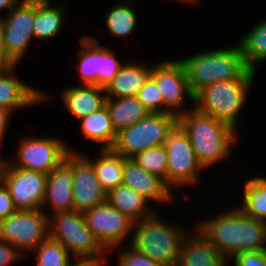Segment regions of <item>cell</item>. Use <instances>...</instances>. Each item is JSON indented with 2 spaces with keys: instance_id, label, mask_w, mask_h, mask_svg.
<instances>
[{
  "instance_id": "6da1fadb",
  "label": "cell",
  "mask_w": 266,
  "mask_h": 266,
  "mask_svg": "<svg viewBox=\"0 0 266 266\" xmlns=\"http://www.w3.org/2000/svg\"><path fill=\"white\" fill-rule=\"evenodd\" d=\"M231 203L223 210L215 207V214L212 211L196 218L195 228L228 261L240 252L266 250V223L245 215Z\"/></svg>"
},
{
  "instance_id": "7a4b0ae2",
  "label": "cell",
  "mask_w": 266,
  "mask_h": 266,
  "mask_svg": "<svg viewBox=\"0 0 266 266\" xmlns=\"http://www.w3.org/2000/svg\"><path fill=\"white\" fill-rule=\"evenodd\" d=\"M178 123L188 134L196 159L205 171L223 161L226 164L234 156L240 133L227 123L195 108L180 115Z\"/></svg>"
},
{
  "instance_id": "3957f363",
  "label": "cell",
  "mask_w": 266,
  "mask_h": 266,
  "mask_svg": "<svg viewBox=\"0 0 266 266\" xmlns=\"http://www.w3.org/2000/svg\"><path fill=\"white\" fill-rule=\"evenodd\" d=\"M210 48L179 57L193 95L216 82L243 79L251 71L238 42Z\"/></svg>"
},
{
  "instance_id": "277c9868",
  "label": "cell",
  "mask_w": 266,
  "mask_h": 266,
  "mask_svg": "<svg viewBox=\"0 0 266 266\" xmlns=\"http://www.w3.org/2000/svg\"><path fill=\"white\" fill-rule=\"evenodd\" d=\"M161 210L134 222L129 245L161 266H176L182 242L195 225L183 227L182 219L180 223L168 221Z\"/></svg>"
},
{
  "instance_id": "5b68a950",
  "label": "cell",
  "mask_w": 266,
  "mask_h": 266,
  "mask_svg": "<svg viewBox=\"0 0 266 266\" xmlns=\"http://www.w3.org/2000/svg\"><path fill=\"white\" fill-rule=\"evenodd\" d=\"M255 75L256 72L251 70L243 79L216 82L204 87L194 95V108L227 123L240 133L242 118L239 116L248 103L251 90H254Z\"/></svg>"
},
{
  "instance_id": "8992f818",
  "label": "cell",
  "mask_w": 266,
  "mask_h": 266,
  "mask_svg": "<svg viewBox=\"0 0 266 266\" xmlns=\"http://www.w3.org/2000/svg\"><path fill=\"white\" fill-rule=\"evenodd\" d=\"M49 236L61 243L75 260L108 264L109 252L88 228L81 212L72 210L51 215Z\"/></svg>"
},
{
  "instance_id": "52a82bcc",
  "label": "cell",
  "mask_w": 266,
  "mask_h": 266,
  "mask_svg": "<svg viewBox=\"0 0 266 266\" xmlns=\"http://www.w3.org/2000/svg\"><path fill=\"white\" fill-rule=\"evenodd\" d=\"M164 145L167 152V185L174 193L177 190L176 194L180 193V198L187 199L189 204L188 199L191 200V197L185 195L186 191L178 192V189L188 187L194 190L200 184L203 185L201 177L206 171L197 161L189 136L179 123L169 132Z\"/></svg>"
},
{
  "instance_id": "ba28073f",
  "label": "cell",
  "mask_w": 266,
  "mask_h": 266,
  "mask_svg": "<svg viewBox=\"0 0 266 266\" xmlns=\"http://www.w3.org/2000/svg\"><path fill=\"white\" fill-rule=\"evenodd\" d=\"M177 123L178 117L172 113L150 112L144 119L120 130L111 149L124 158H133L145 149L165 144Z\"/></svg>"
},
{
  "instance_id": "9c48e42d",
  "label": "cell",
  "mask_w": 266,
  "mask_h": 266,
  "mask_svg": "<svg viewBox=\"0 0 266 266\" xmlns=\"http://www.w3.org/2000/svg\"><path fill=\"white\" fill-rule=\"evenodd\" d=\"M33 135L19 136L15 155L10 158L4 156L14 167L47 175L65 159L69 151L76 152L60 136Z\"/></svg>"
},
{
  "instance_id": "30bf717a",
  "label": "cell",
  "mask_w": 266,
  "mask_h": 266,
  "mask_svg": "<svg viewBox=\"0 0 266 266\" xmlns=\"http://www.w3.org/2000/svg\"><path fill=\"white\" fill-rule=\"evenodd\" d=\"M49 236V217L41 210H17L0 220V239L14 245L25 258Z\"/></svg>"
},
{
  "instance_id": "8fae6325",
  "label": "cell",
  "mask_w": 266,
  "mask_h": 266,
  "mask_svg": "<svg viewBox=\"0 0 266 266\" xmlns=\"http://www.w3.org/2000/svg\"><path fill=\"white\" fill-rule=\"evenodd\" d=\"M35 0H21L2 17L4 65H20L29 47L35 42L33 26Z\"/></svg>"
},
{
  "instance_id": "7c38bea8",
  "label": "cell",
  "mask_w": 266,
  "mask_h": 266,
  "mask_svg": "<svg viewBox=\"0 0 266 266\" xmlns=\"http://www.w3.org/2000/svg\"><path fill=\"white\" fill-rule=\"evenodd\" d=\"M151 76L163 97V113H172L179 117L194 108V95L179 58L154 61ZM187 101L191 103L188 108L185 107Z\"/></svg>"
},
{
  "instance_id": "4fadbf2b",
  "label": "cell",
  "mask_w": 266,
  "mask_h": 266,
  "mask_svg": "<svg viewBox=\"0 0 266 266\" xmlns=\"http://www.w3.org/2000/svg\"><path fill=\"white\" fill-rule=\"evenodd\" d=\"M0 180L8 188L17 210L42 208L45 198L46 174L14 167L4 157L0 167Z\"/></svg>"
},
{
  "instance_id": "5bb4252c",
  "label": "cell",
  "mask_w": 266,
  "mask_h": 266,
  "mask_svg": "<svg viewBox=\"0 0 266 266\" xmlns=\"http://www.w3.org/2000/svg\"><path fill=\"white\" fill-rule=\"evenodd\" d=\"M83 216L88 228L108 252L130 243L134 221L107 201L84 211Z\"/></svg>"
},
{
  "instance_id": "9a60e30c",
  "label": "cell",
  "mask_w": 266,
  "mask_h": 266,
  "mask_svg": "<svg viewBox=\"0 0 266 266\" xmlns=\"http://www.w3.org/2000/svg\"><path fill=\"white\" fill-rule=\"evenodd\" d=\"M18 67L17 64L0 65V107L14 114L18 109L31 107L32 110V107L48 104L53 99L51 93L20 79Z\"/></svg>"
},
{
  "instance_id": "2e32d148",
  "label": "cell",
  "mask_w": 266,
  "mask_h": 266,
  "mask_svg": "<svg viewBox=\"0 0 266 266\" xmlns=\"http://www.w3.org/2000/svg\"><path fill=\"white\" fill-rule=\"evenodd\" d=\"M65 160L72 166L74 210L83 213L105 203L107 193L96 177L92 162L77 151H69Z\"/></svg>"
},
{
  "instance_id": "e0dca14e",
  "label": "cell",
  "mask_w": 266,
  "mask_h": 266,
  "mask_svg": "<svg viewBox=\"0 0 266 266\" xmlns=\"http://www.w3.org/2000/svg\"><path fill=\"white\" fill-rule=\"evenodd\" d=\"M123 184L135 190L151 204L153 203L157 210H159V207H156L157 204L161 206L164 204V206L166 205L165 207L169 208L172 206L175 210V206L178 203L184 206L182 204L183 201L184 203L187 201L182 200L180 202L178 199L182 198L176 196L177 194L173 192L163 179L145 171L132 158H124Z\"/></svg>"
},
{
  "instance_id": "ac0fdd59",
  "label": "cell",
  "mask_w": 266,
  "mask_h": 266,
  "mask_svg": "<svg viewBox=\"0 0 266 266\" xmlns=\"http://www.w3.org/2000/svg\"><path fill=\"white\" fill-rule=\"evenodd\" d=\"M46 208L51 210V213ZM41 210L48 217L74 210L72 166L65 159L47 174L45 198Z\"/></svg>"
},
{
  "instance_id": "d6986e66",
  "label": "cell",
  "mask_w": 266,
  "mask_h": 266,
  "mask_svg": "<svg viewBox=\"0 0 266 266\" xmlns=\"http://www.w3.org/2000/svg\"><path fill=\"white\" fill-rule=\"evenodd\" d=\"M60 89L64 109L73 119L80 120L105 106L107 99L105 88L97 85L69 84Z\"/></svg>"
},
{
  "instance_id": "ffe728a7",
  "label": "cell",
  "mask_w": 266,
  "mask_h": 266,
  "mask_svg": "<svg viewBox=\"0 0 266 266\" xmlns=\"http://www.w3.org/2000/svg\"><path fill=\"white\" fill-rule=\"evenodd\" d=\"M176 266H229L228 260L195 227L182 242Z\"/></svg>"
},
{
  "instance_id": "44dd1931",
  "label": "cell",
  "mask_w": 266,
  "mask_h": 266,
  "mask_svg": "<svg viewBox=\"0 0 266 266\" xmlns=\"http://www.w3.org/2000/svg\"><path fill=\"white\" fill-rule=\"evenodd\" d=\"M152 64L153 62H144L142 59L126 58L119 72L105 87L107 98L136 96L151 75Z\"/></svg>"
},
{
  "instance_id": "7402d4cb",
  "label": "cell",
  "mask_w": 266,
  "mask_h": 266,
  "mask_svg": "<svg viewBox=\"0 0 266 266\" xmlns=\"http://www.w3.org/2000/svg\"><path fill=\"white\" fill-rule=\"evenodd\" d=\"M254 174H246L245 179L241 177L242 183L236 184L240 190L234 191L237 198L232 202L245 215L266 223V176Z\"/></svg>"
},
{
  "instance_id": "603a6c76",
  "label": "cell",
  "mask_w": 266,
  "mask_h": 266,
  "mask_svg": "<svg viewBox=\"0 0 266 266\" xmlns=\"http://www.w3.org/2000/svg\"><path fill=\"white\" fill-rule=\"evenodd\" d=\"M64 5L62 1L55 4L50 0H35L33 32L36 43L53 39L63 31L62 26L69 15L67 5Z\"/></svg>"
},
{
  "instance_id": "cb8c5ba5",
  "label": "cell",
  "mask_w": 266,
  "mask_h": 266,
  "mask_svg": "<svg viewBox=\"0 0 266 266\" xmlns=\"http://www.w3.org/2000/svg\"><path fill=\"white\" fill-rule=\"evenodd\" d=\"M81 151L92 162L96 177L106 193L123 184L124 157L122 155L116 154L112 149H98L95 155H87L83 150H77V152Z\"/></svg>"
},
{
  "instance_id": "d4e9b609",
  "label": "cell",
  "mask_w": 266,
  "mask_h": 266,
  "mask_svg": "<svg viewBox=\"0 0 266 266\" xmlns=\"http://www.w3.org/2000/svg\"><path fill=\"white\" fill-rule=\"evenodd\" d=\"M106 201L134 222L149 217L157 210L143 196L124 184L111 189L106 194Z\"/></svg>"
},
{
  "instance_id": "484cf974",
  "label": "cell",
  "mask_w": 266,
  "mask_h": 266,
  "mask_svg": "<svg viewBox=\"0 0 266 266\" xmlns=\"http://www.w3.org/2000/svg\"><path fill=\"white\" fill-rule=\"evenodd\" d=\"M137 0H117L105 9L103 21L109 35L113 38H129L139 25L138 13L135 11ZM134 6V7H133ZM107 10V11H106Z\"/></svg>"
},
{
  "instance_id": "4316f807",
  "label": "cell",
  "mask_w": 266,
  "mask_h": 266,
  "mask_svg": "<svg viewBox=\"0 0 266 266\" xmlns=\"http://www.w3.org/2000/svg\"><path fill=\"white\" fill-rule=\"evenodd\" d=\"M81 134L98 149H111L115 143L117 132L110 120L106 106L78 120Z\"/></svg>"
},
{
  "instance_id": "83f0119b",
  "label": "cell",
  "mask_w": 266,
  "mask_h": 266,
  "mask_svg": "<svg viewBox=\"0 0 266 266\" xmlns=\"http://www.w3.org/2000/svg\"><path fill=\"white\" fill-rule=\"evenodd\" d=\"M105 106L117 133L144 119L150 113L136 96L107 98Z\"/></svg>"
},
{
  "instance_id": "f1b7e54d",
  "label": "cell",
  "mask_w": 266,
  "mask_h": 266,
  "mask_svg": "<svg viewBox=\"0 0 266 266\" xmlns=\"http://www.w3.org/2000/svg\"><path fill=\"white\" fill-rule=\"evenodd\" d=\"M237 42L247 67L257 73V68L266 60V16L247 29Z\"/></svg>"
},
{
  "instance_id": "f546056e",
  "label": "cell",
  "mask_w": 266,
  "mask_h": 266,
  "mask_svg": "<svg viewBox=\"0 0 266 266\" xmlns=\"http://www.w3.org/2000/svg\"><path fill=\"white\" fill-rule=\"evenodd\" d=\"M79 47L76 51L75 71L79 77L77 85H97L98 71V42L88 34H82L78 38Z\"/></svg>"
},
{
  "instance_id": "4dcf8cb0",
  "label": "cell",
  "mask_w": 266,
  "mask_h": 266,
  "mask_svg": "<svg viewBox=\"0 0 266 266\" xmlns=\"http://www.w3.org/2000/svg\"><path fill=\"white\" fill-rule=\"evenodd\" d=\"M32 253H36V266H70L75 261L66 248L50 236Z\"/></svg>"
},
{
  "instance_id": "1f68e13d",
  "label": "cell",
  "mask_w": 266,
  "mask_h": 266,
  "mask_svg": "<svg viewBox=\"0 0 266 266\" xmlns=\"http://www.w3.org/2000/svg\"><path fill=\"white\" fill-rule=\"evenodd\" d=\"M89 36L98 42L97 86L105 88L119 72L125 60L118 59L115 55L116 51H113L114 49H111L110 46L102 44L99 39L91 36V34Z\"/></svg>"
},
{
  "instance_id": "d6a6232c",
  "label": "cell",
  "mask_w": 266,
  "mask_h": 266,
  "mask_svg": "<svg viewBox=\"0 0 266 266\" xmlns=\"http://www.w3.org/2000/svg\"><path fill=\"white\" fill-rule=\"evenodd\" d=\"M132 159L145 171L160 177L167 184V152L164 144L145 149Z\"/></svg>"
},
{
  "instance_id": "836d02e7",
  "label": "cell",
  "mask_w": 266,
  "mask_h": 266,
  "mask_svg": "<svg viewBox=\"0 0 266 266\" xmlns=\"http://www.w3.org/2000/svg\"><path fill=\"white\" fill-rule=\"evenodd\" d=\"M136 97L151 113H163V97L155 79L151 75Z\"/></svg>"
},
{
  "instance_id": "e575fe53",
  "label": "cell",
  "mask_w": 266,
  "mask_h": 266,
  "mask_svg": "<svg viewBox=\"0 0 266 266\" xmlns=\"http://www.w3.org/2000/svg\"><path fill=\"white\" fill-rule=\"evenodd\" d=\"M125 247L123 246L122 248L119 246V248L116 247L111 250V253L109 252L110 255L112 252L114 253V251L116 252L118 250L116 253V258H118L116 264L117 266H161L159 263L151 260L147 255L135 250L129 244H126Z\"/></svg>"
},
{
  "instance_id": "d590c367",
  "label": "cell",
  "mask_w": 266,
  "mask_h": 266,
  "mask_svg": "<svg viewBox=\"0 0 266 266\" xmlns=\"http://www.w3.org/2000/svg\"><path fill=\"white\" fill-rule=\"evenodd\" d=\"M232 266H266V250L240 252L228 261Z\"/></svg>"
},
{
  "instance_id": "8d00e7d4",
  "label": "cell",
  "mask_w": 266,
  "mask_h": 266,
  "mask_svg": "<svg viewBox=\"0 0 266 266\" xmlns=\"http://www.w3.org/2000/svg\"><path fill=\"white\" fill-rule=\"evenodd\" d=\"M24 259V255L14 245L0 239V266H11Z\"/></svg>"
},
{
  "instance_id": "74e56055",
  "label": "cell",
  "mask_w": 266,
  "mask_h": 266,
  "mask_svg": "<svg viewBox=\"0 0 266 266\" xmlns=\"http://www.w3.org/2000/svg\"><path fill=\"white\" fill-rule=\"evenodd\" d=\"M16 211L8 188L0 180V220L9 217Z\"/></svg>"
},
{
  "instance_id": "f35d334b",
  "label": "cell",
  "mask_w": 266,
  "mask_h": 266,
  "mask_svg": "<svg viewBox=\"0 0 266 266\" xmlns=\"http://www.w3.org/2000/svg\"><path fill=\"white\" fill-rule=\"evenodd\" d=\"M11 117H13V113L11 111L0 107V150L2 152L5 145L4 140L7 138V134L9 133V126H12L10 123L14 120Z\"/></svg>"
},
{
  "instance_id": "ab89813d",
  "label": "cell",
  "mask_w": 266,
  "mask_h": 266,
  "mask_svg": "<svg viewBox=\"0 0 266 266\" xmlns=\"http://www.w3.org/2000/svg\"><path fill=\"white\" fill-rule=\"evenodd\" d=\"M21 0H0V16L7 14L14 8Z\"/></svg>"
},
{
  "instance_id": "60d3db41",
  "label": "cell",
  "mask_w": 266,
  "mask_h": 266,
  "mask_svg": "<svg viewBox=\"0 0 266 266\" xmlns=\"http://www.w3.org/2000/svg\"><path fill=\"white\" fill-rule=\"evenodd\" d=\"M0 65H4L3 21L0 16Z\"/></svg>"
},
{
  "instance_id": "b9f144b4",
  "label": "cell",
  "mask_w": 266,
  "mask_h": 266,
  "mask_svg": "<svg viewBox=\"0 0 266 266\" xmlns=\"http://www.w3.org/2000/svg\"><path fill=\"white\" fill-rule=\"evenodd\" d=\"M108 264L96 262V261H79L75 260L70 266H106Z\"/></svg>"
},
{
  "instance_id": "7bdbcfd3",
  "label": "cell",
  "mask_w": 266,
  "mask_h": 266,
  "mask_svg": "<svg viewBox=\"0 0 266 266\" xmlns=\"http://www.w3.org/2000/svg\"><path fill=\"white\" fill-rule=\"evenodd\" d=\"M168 1H170V0H168ZM173 1H175L177 3L180 2L182 5L185 4V6L186 5H188V6L191 5V6H195L196 7V5H198L199 2L201 3L202 0H171V2H173Z\"/></svg>"
},
{
  "instance_id": "ee69618b",
  "label": "cell",
  "mask_w": 266,
  "mask_h": 266,
  "mask_svg": "<svg viewBox=\"0 0 266 266\" xmlns=\"http://www.w3.org/2000/svg\"><path fill=\"white\" fill-rule=\"evenodd\" d=\"M1 153H2V151L0 150V167H1V163H2L3 158H4V156Z\"/></svg>"
}]
</instances>
